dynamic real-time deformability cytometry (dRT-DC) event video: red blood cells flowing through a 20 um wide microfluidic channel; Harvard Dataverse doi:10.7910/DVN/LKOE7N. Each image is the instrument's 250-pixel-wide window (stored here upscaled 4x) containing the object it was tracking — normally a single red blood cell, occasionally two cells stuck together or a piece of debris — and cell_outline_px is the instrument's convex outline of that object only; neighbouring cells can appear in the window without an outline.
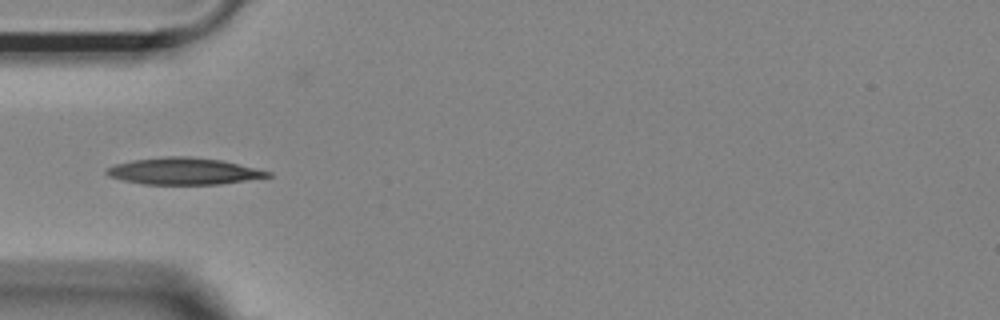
{"species": "Egyptian fruit bat (a non-hibernating species)", "species_latin": "Rousettus aegyptiacus", "temperature_condition": "room temperature", "stored_images_in_passage": 38, "camera_frame_rate_fps": 3000, "um_per_image_px": 0.085, "animal": {"sex": "female"}, "frame": {"image": 1, "passage_image": 1, "time_ms": 0.0, "image_size_px": [1000, 320], "cell_outline_px": [[272, 176], [220, 184], [144, 184], [124, 180], [108, 176], [104, 172], [108, 168], [116, 164], [132, 160], [164, 156], [188, 156], [224, 160], [272, 172]], "centroid_in_image_um": [15.63, 14.54], "position_along_channel_um": 69.4, "area_um2": 25.09}}
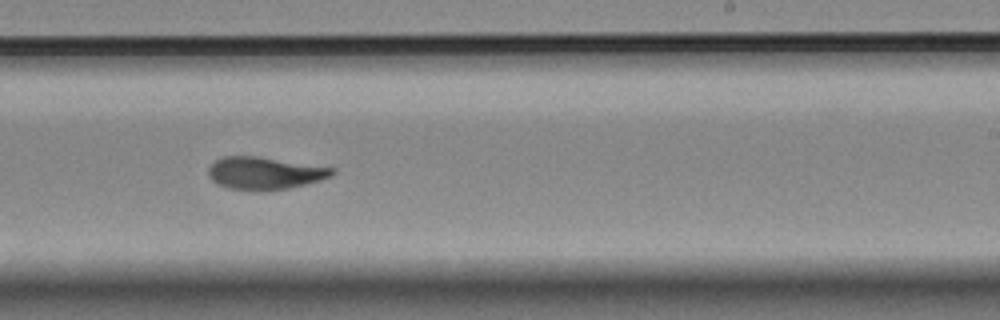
{"frame": {"image": 2, "passage_image": 17, "time_ms": 5.333, "image_size_px": [1000, 320], "cell_outline_px": [[336, 172], [320, 180], [288, 188], [260, 192], [256, 192], [228, 188], [216, 184], [208, 176], [208, 168], [216, 160], [224, 156], [256, 156], [336, 168]], "centroid_in_image_um": [22.45, 14.73], "position_along_channel_um": 266.5, "area_um2": 23.52}}
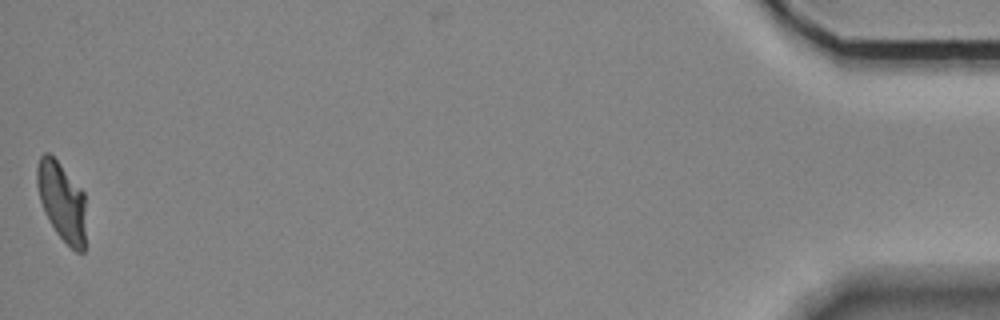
{"frame": {"image": 3, "passage_image": 38, "time_ms": 12.333, "image_size_px": [1000, 320], "cell_outline_px": [[84, 252], [76, 252], [56, 232], [44, 212], [40, 200], [36, 184], [36, 168], [40, 156], [44, 152], [48, 152], [60, 164], [84, 192]], "centroid_in_image_um": [5.22, 17.09], "position_along_channel_um": 430.0, "area_um2": 22.2}, "authors_computed_cell_mechanics": {"area_um2": 23.3512, "velocity_mm_per_s": 3.6795, "shape_relaxation_time_tau1_ms": null, "shape_relaxation_time_tau2_ms": 1.8118, "deformation_change_tau1": null, "deformation_change_tau2": 0.065}}